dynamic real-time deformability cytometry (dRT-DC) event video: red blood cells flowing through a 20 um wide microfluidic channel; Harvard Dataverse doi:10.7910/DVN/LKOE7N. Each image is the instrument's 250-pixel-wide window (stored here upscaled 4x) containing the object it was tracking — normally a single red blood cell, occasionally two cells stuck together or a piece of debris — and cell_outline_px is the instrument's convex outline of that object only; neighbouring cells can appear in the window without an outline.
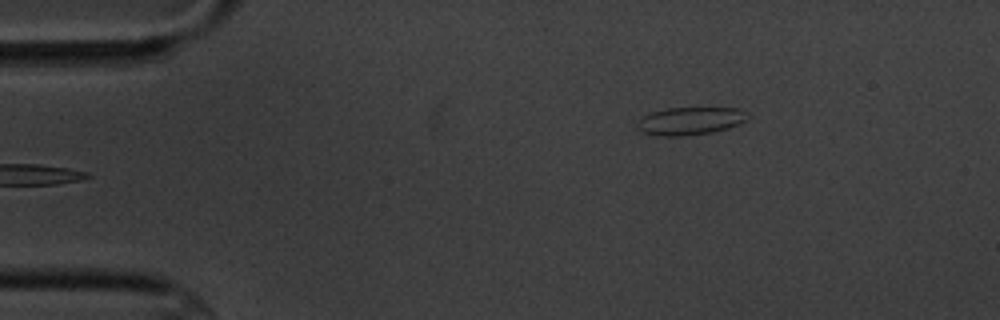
{"species": "common noctule bat (a hibernating species)", "species_latin": "Nyctalus noctula", "temperature_condition": "cold", "stored_images_in_passage": 5, "camera_frame_rate_fps": 3000, "um_per_image_px": 0.085, "animal": {"sex": "male", "body_mass_g": 20.1, "forearm_length_mm": 53.5}, "frame": {"image": 1, "passage_image": 5, "time_ms": 4.667, "image_size_px": [1000, 320], "cell_outline_px": [[748, 120], [740, 124], [728, 128], [712, 132], [680, 136], [656, 136], [640, 132], [636, 124], [644, 116], [652, 112], [668, 108], [740, 108], [748, 112]], "centroid_in_image_um": [58.7, 10.28], "position_along_channel_um": 26.3, "area_um2": 17.98}}